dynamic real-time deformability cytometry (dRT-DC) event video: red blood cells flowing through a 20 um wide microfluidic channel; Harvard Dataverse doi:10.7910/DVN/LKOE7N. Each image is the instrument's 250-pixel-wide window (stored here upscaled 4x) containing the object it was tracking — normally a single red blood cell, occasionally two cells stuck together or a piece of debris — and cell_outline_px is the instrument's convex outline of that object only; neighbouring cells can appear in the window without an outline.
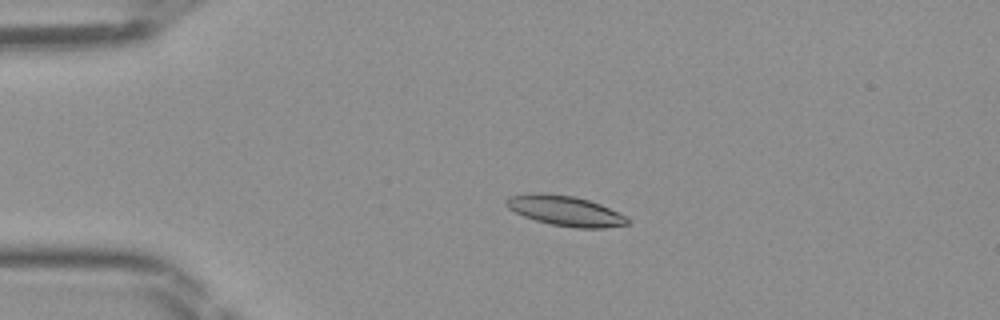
{"species": "Egyptian fruit bat (a non-hibernating species)", "species_latin": "Rousettus aegyptiacus", "temperature_condition": "room temperature", "stored_images_in_passage": 47, "camera_frame_rate_fps": 3000, "um_per_image_px": 0.085, "frame": {"image": 1, "passage_image": 10, "time_ms": 3.0, "image_size_px": [1000, 320], "cell_outline_px": [[628, 224], [604, 228], [576, 228], [552, 224], [536, 220], [524, 216], [508, 208], [504, 204], [504, 200], [508, 196], [528, 192], [544, 192], [572, 196], [588, 200], [600, 204], [624, 216], [628, 220]], "centroid_in_image_um": [47.96, 17.89], "position_along_channel_um": 37.0, "area_um2": 21.21}}
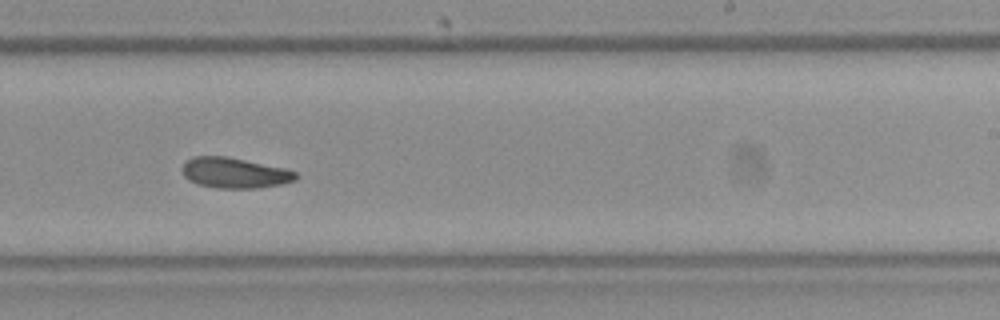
{"frame": {"image": 2, "passage_image": 29, "time_ms": 9.333, "image_size_px": [1000, 320], "cell_outline_px": [[296, 180], [280, 184], [256, 188], [216, 188], [200, 184], [188, 180], [184, 176], [180, 168], [192, 156], [228, 156], [284, 168], [296, 172]], "centroid_in_image_um": [19.9, 14.68], "position_along_channel_um": 269.1, "area_um2": 20.11}}
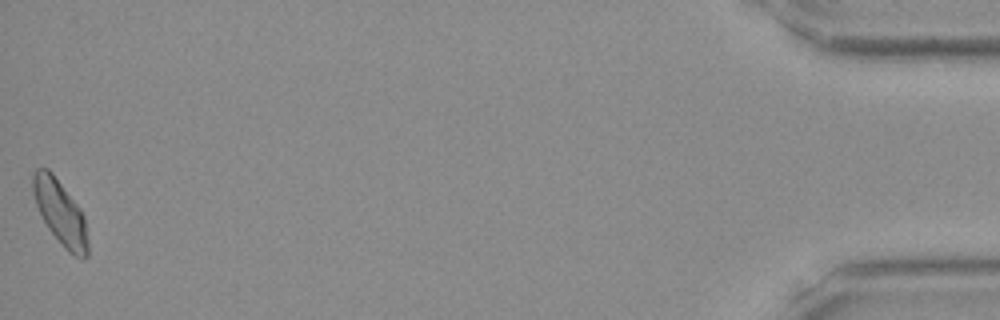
{"frame": {"image": 3, "passage_image": 47, "time_ms": 15.333, "image_size_px": [1000, 320], "cell_outline_px": [[88, 256], [84, 260], [68, 252], [64, 248], [48, 228], [36, 204], [32, 192], [32, 176], [36, 168], [48, 168], [52, 172], [80, 208], [84, 216], [88, 244]], "centroid_in_image_um": [5.13, 18.07], "position_along_channel_um": 430.1, "area_um2": 20.58}}